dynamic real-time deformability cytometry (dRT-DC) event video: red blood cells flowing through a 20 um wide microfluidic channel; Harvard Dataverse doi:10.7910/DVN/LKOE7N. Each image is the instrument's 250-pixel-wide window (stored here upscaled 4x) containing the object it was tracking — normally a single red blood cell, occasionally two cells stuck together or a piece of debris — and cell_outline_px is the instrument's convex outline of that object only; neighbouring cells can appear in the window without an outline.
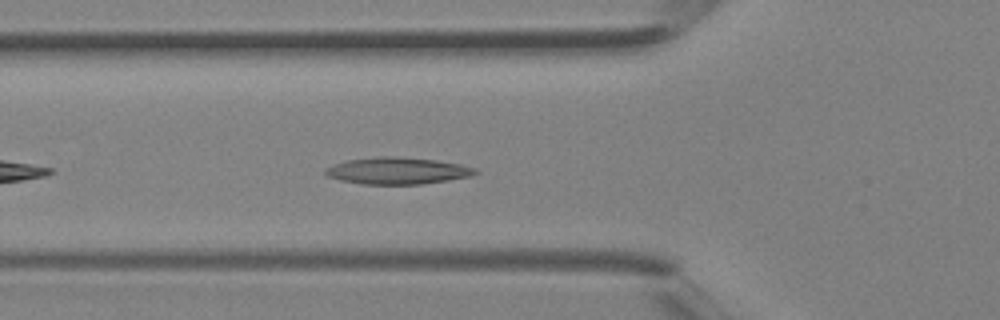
{"species": "Egyptian fruit bat (a non-hibernating species)", "species_latin": "Rousettus aegyptiacus", "temperature_condition": "room temperature", "stored_images_in_passage": 29, "camera_frame_rate_fps": 3000, "um_per_image_px": 0.085, "animal": {"sex": "female"}, "frame": {"image": 1, "passage_image": 4, "time_ms": 1.0, "image_size_px": [1000, 320], "cell_outline_px": [[480, 172], [468, 176], [448, 180], [424, 184], [364, 184], [340, 180], [328, 176], [324, 172], [324, 168], [332, 164], [348, 160], [376, 156], [396, 156], [436, 160], [460, 164], [476, 168]], "centroid_in_image_um": [33.76, 14.51], "position_along_channel_um": 92.0, "area_um2": 23.47}}
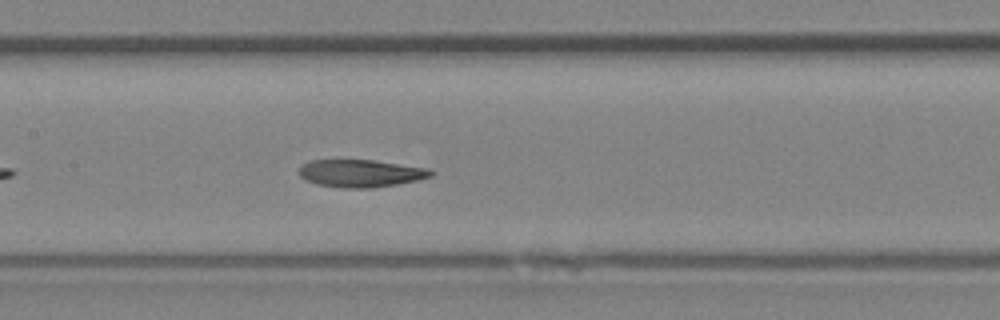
{"frame": {"image": 2, "passage_image": 9, "time_ms": 2.667, "image_size_px": [1000, 320], "cell_outline_px": [[436, 172], [432, 176], [416, 180], [396, 184], [372, 188], [340, 188], [316, 184], [304, 180], [300, 176], [300, 168], [304, 164], [312, 160], [376, 160], [428, 168]], "centroid_in_image_um": [30.68, 14.73], "position_along_channel_um": 176.7, "area_um2": 21.21}}
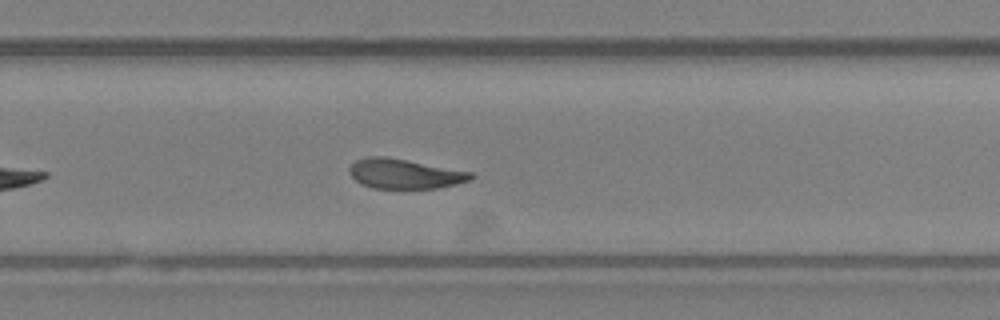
{"frame": {"image": 3, "passage_image": 16, "time_ms": 5.0, "image_size_px": [1000, 320], "cell_outline_px": [[476, 176], [468, 180], [456, 184], [436, 188], [372, 188], [356, 180], [348, 172], [348, 168], [356, 160], [368, 156], [384, 156], [472, 172]], "centroid_in_image_um": [34.38, 14.77], "position_along_channel_um": 295.4, "area_um2": 20.81}}